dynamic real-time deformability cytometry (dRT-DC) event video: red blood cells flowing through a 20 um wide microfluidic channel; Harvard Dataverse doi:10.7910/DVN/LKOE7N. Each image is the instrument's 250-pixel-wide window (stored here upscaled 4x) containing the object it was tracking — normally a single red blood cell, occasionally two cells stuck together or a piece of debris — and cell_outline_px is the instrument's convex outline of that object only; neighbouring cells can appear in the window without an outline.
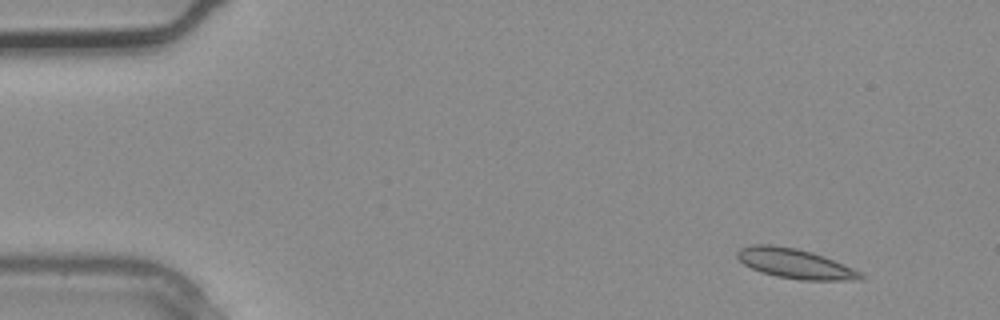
{"species": "common noctule bat (a hibernating species)", "species_latin": "Nyctalus noctula", "temperature_condition": "warm", "stored_images_in_passage": 2, "camera_frame_rate_fps": 3000, "um_per_image_px": 0.085, "animal": {"sex": "male", "body_mass_g": 20.4}, "frame": {"image": 1, "passage_image": 1, "time_ms": 0.0, "image_size_px": [1000, 320], "cell_outline_px": [[864, 276], [860, 280], [800, 280], [776, 276], [760, 272], [744, 264], [736, 256], [736, 252], [740, 248], [752, 244], [772, 244], [796, 248], [812, 252], [824, 256], [852, 268], [860, 272]], "centroid_in_image_um": [67.54, 22.4], "position_along_channel_um": 17.5, "area_um2": 21.39}}
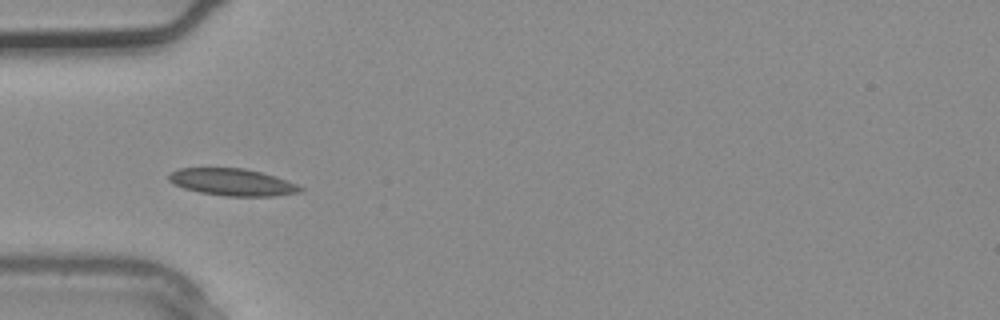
{"frame": {"image": 2, "passage_image": 2, "time_ms": 0.333, "image_size_px": [1000, 320], "cell_outline_px": [[304, 192], [276, 196], [228, 196], [200, 192], [184, 188], [168, 180], [168, 176], [176, 168], [244, 168], [276, 176], [296, 184], [304, 188]], "centroid_in_image_um": [19.79, 15.48], "position_along_channel_um": 65.2, "area_um2": 20.69}}